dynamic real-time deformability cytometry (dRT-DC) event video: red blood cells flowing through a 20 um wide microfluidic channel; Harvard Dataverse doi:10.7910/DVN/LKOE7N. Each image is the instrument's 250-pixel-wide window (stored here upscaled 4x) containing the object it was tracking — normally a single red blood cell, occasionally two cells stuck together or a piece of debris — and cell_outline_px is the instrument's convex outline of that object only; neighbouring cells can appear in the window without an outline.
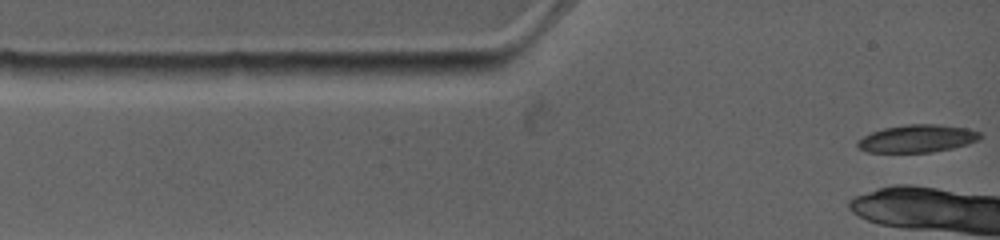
{"species": "common noctule bat (a hibernating species)", "species_latin": "Nyctalus noctula", "temperature_condition": "warm", "stored_images_in_passage": 3, "camera_frame_rate_fps": 4500, "um_per_image_px": 0.085, "animal": {"sex": "female", "body_mass_g": 19.0, "forearm_length_mm": 53.3}, "frame": {"image": 1, "passage_image": 1, "time_ms": 0.0, "image_size_px": [1000, 240], "cell_outline_px": [[980, 136], [976, 140], [968, 144], [952, 148], [932, 152], [868, 152], [856, 148], [856, 140], [872, 132], [884, 128], [908, 124], [936, 124], [968, 128], [980, 132]], "centroid_in_image_um": [77.92, 11.78], "position_along_channel_um": 7.1, "area_um2": 19.71}}